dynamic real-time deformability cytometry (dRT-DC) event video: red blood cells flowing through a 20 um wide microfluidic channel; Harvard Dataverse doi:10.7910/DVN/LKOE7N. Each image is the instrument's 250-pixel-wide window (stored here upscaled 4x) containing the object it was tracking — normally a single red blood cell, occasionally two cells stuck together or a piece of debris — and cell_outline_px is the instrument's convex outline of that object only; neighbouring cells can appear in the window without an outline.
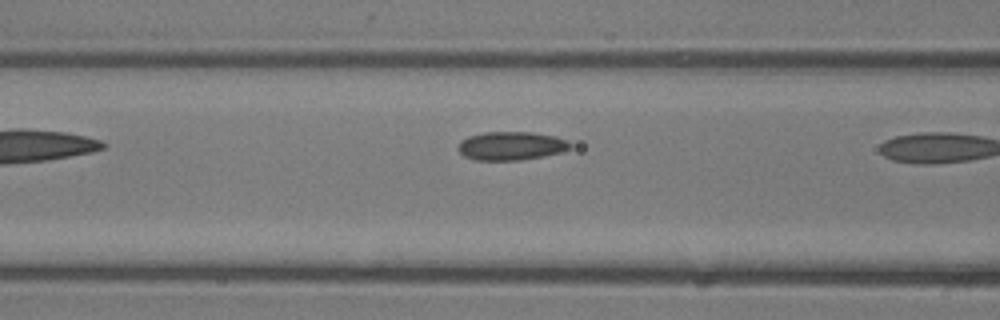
{"species": "common noctule bat (a hibernating species)", "species_latin": "Nyctalus noctula", "temperature_condition": "room temperature", "stored_images_in_passage": 5, "camera_frame_rate_fps": 3000, "um_per_image_px": 0.085, "animal": {"sex": "male", "body_mass_g": 13.3}, "frame": {"image": 1, "passage_image": 4, "time_ms": 1.0, "image_size_px": [1000, 320], "cell_outline_px": [[572, 148], [560, 152], [544, 156], [520, 160], [476, 160], [464, 156], [456, 148], [460, 140], [468, 136], [484, 132], [532, 132], [556, 136], [568, 140], [572, 144]], "centroid_in_image_um": [43.45, 12.39], "position_along_channel_um": 123.2, "area_um2": 18.84}}